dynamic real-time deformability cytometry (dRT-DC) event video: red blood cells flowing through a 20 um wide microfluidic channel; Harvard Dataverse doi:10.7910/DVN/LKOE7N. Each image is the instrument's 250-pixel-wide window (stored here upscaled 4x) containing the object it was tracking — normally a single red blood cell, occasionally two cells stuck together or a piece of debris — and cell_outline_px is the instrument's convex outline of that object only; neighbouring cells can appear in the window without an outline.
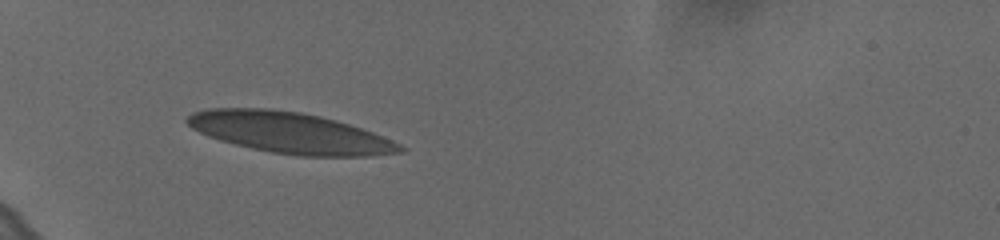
{"species": "human", "species_latin": "Homo sapiens", "temperature_condition": "cold", "stored_images_in_passage": 5, "camera_frame_rate_fps": 3000, "um_per_image_px": 0.085, "donor": {"sex": "female"}, "frame": {"image": 1, "passage_image": 1, "time_ms": 0.0, "image_size_px": [1000, 240], "cell_outline_px": [[408, 148], [404, 152], [372, 156], [300, 156], [272, 152], [252, 148], [220, 140], [208, 136], [192, 128], [184, 120], [192, 112], [208, 108], [268, 108], [300, 112], [320, 116], [336, 120], [372, 132], [392, 140]], "centroid_in_image_um": [24.66, 11.28], "position_along_channel_um": 60.3, "area_um2": 50.75}}
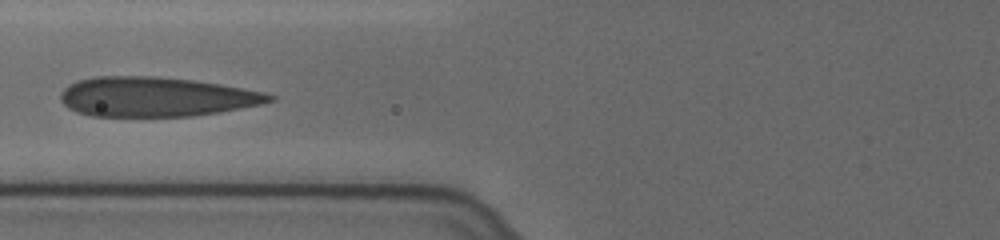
{"frame": {"image": 2, "passage_image": 3, "time_ms": 0.667, "image_size_px": [1000, 240], "cell_outline_px": [[276, 100], [264, 104], [220, 112], [192, 116], [92, 116], [76, 112], [68, 108], [60, 100], [60, 92], [68, 84], [76, 80], [96, 76], [152, 76], [192, 80], [220, 84], [264, 92], [276, 96]], "centroid_in_image_um": [13.25, 8.23], "position_along_channel_um": 112.6, "area_um2": 48.49}}
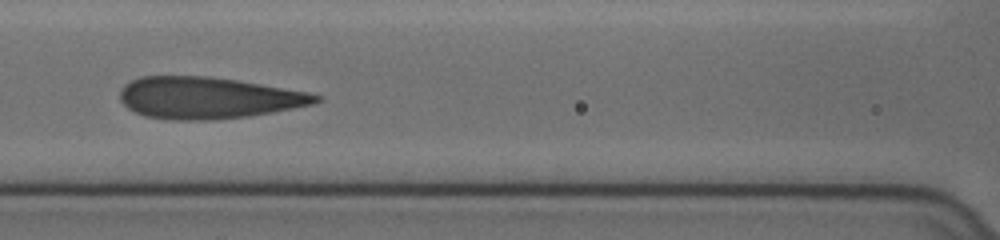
{"frame": {"image": 3, "passage_image": 4, "time_ms": 1.0, "image_size_px": [1000, 240], "cell_outline_px": [[324, 96], [320, 100], [312, 104], [272, 112], [248, 116], [216, 120], [172, 120], [144, 116], [128, 108], [120, 100], [120, 92], [124, 84], [140, 76], [208, 76], [236, 80], [308, 92]], "centroid_in_image_um": [17.65, 8.32], "position_along_channel_um": 148.9, "area_um2": 47.45}}